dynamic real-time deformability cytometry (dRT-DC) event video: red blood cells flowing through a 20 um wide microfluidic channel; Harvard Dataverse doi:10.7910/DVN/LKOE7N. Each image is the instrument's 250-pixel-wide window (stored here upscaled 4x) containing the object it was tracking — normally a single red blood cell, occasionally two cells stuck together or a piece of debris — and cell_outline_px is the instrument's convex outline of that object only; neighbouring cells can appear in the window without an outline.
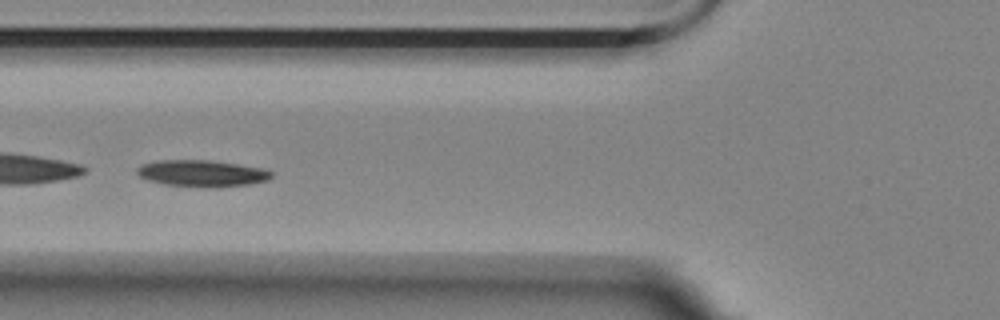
{"species": "Egyptian fruit bat (a non-hibernating species)", "species_latin": "Rousettus aegyptiacus", "temperature_condition": "room temperature", "stored_images_in_passage": 45, "camera_frame_rate_fps": 3000, "um_per_image_px": 0.085, "animal": {"sex": "female"}, "frame": {"image": 1, "passage_image": 9, "time_ms": 2.667, "image_size_px": [1000, 320], "cell_outline_px": [[272, 176], [268, 180], [248, 184], [220, 188], [208, 188], [164, 184], [148, 180], [140, 176], [136, 172], [136, 168], [140, 164], [156, 160], [212, 160], [240, 164], [264, 168], [272, 172]], "centroid_in_image_um": [17.17, 14.73], "position_along_channel_um": 108.6, "area_um2": 21.21}}
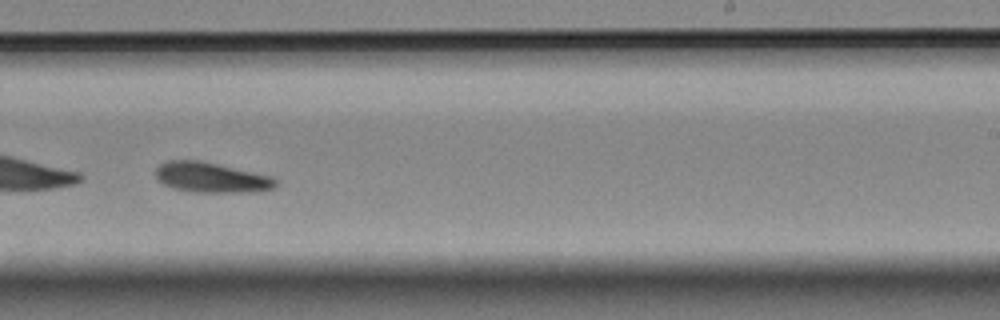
{"frame": {"image": 2, "passage_image": 23, "time_ms": 7.333, "image_size_px": [1000, 320], "cell_outline_px": [[280, 184], [276, 188], [256, 192], [196, 192], [172, 188], [164, 184], [156, 176], [156, 168], [160, 164], [168, 160], [200, 160], [272, 176]], "centroid_in_image_um": [18.01, 15.09], "position_along_channel_um": 271.0, "area_um2": 21.21}}
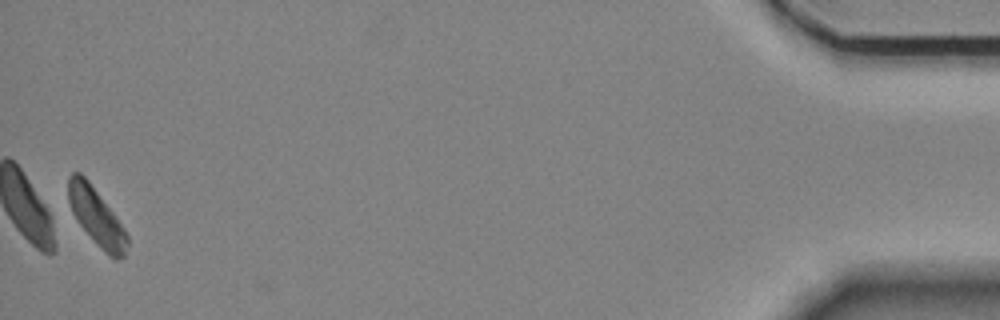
{"frame": {"image": 3, "passage_image": 44, "time_ms": 14.333, "image_size_px": [1000, 320], "cell_outline_px": [[128, 244], [124, 256], [116, 260], [104, 252], [100, 248], [76, 220], [72, 212], [68, 200], [68, 176], [72, 172], [80, 172], [88, 180], [124, 228], [128, 236]], "centroid_in_image_um": [8.18, 18.42], "position_along_channel_um": 427.0, "area_um2": 19.42}, "authors_computed_cell_mechanics": {"area_um2": 20.6346, "velocity_mm_per_s": 3.4869, "shape_relaxation_time_tau1_ms": 3.8756, "shape_relaxation_time_tau2_ms": 5.4, "deformation_change_tau1": 0.1109, "deformation_change_tau2": 0.1335}}